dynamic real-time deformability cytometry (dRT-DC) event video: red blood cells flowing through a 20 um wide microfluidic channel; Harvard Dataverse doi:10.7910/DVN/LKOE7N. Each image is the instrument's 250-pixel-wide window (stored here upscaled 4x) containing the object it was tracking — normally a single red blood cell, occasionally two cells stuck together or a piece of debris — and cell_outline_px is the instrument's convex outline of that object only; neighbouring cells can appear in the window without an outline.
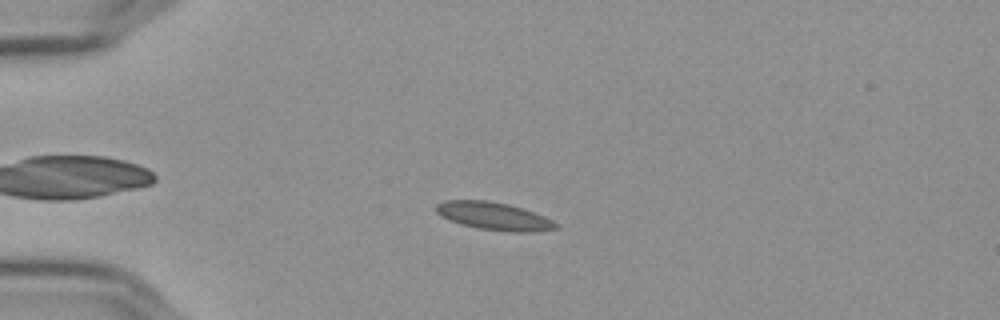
{"species": "Egyptian fruit bat (a non-hibernating species)", "species_latin": "Rousettus aegyptiacus", "temperature_condition": "cold", "stored_images_in_passage": 54, "camera_frame_rate_fps": 3000, "um_per_image_px": 0.085, "frame": {"image": 1, "passage_image": 12, "time_ms": 3.667, "image_size_px": [1000, 320], "cell_outline_px": [[560, 224], [556, 228], [532, 232], [508, 232], [476, 228], [448, 220], [440, 216], [436, 212], [436, 204], [444, 200], [484, 200], [508, 204], [544, 216]], "centroid_in_image_um": [41.95, 18.38], "position_along_channel_um": 43.1, "area_um2": 19.36}}
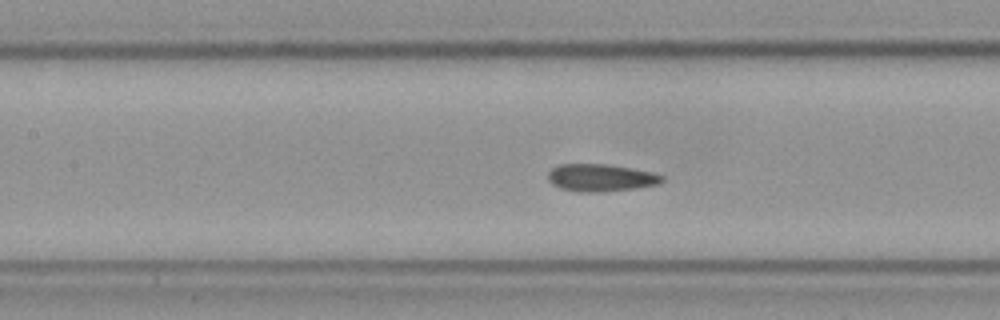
{"frame": {"image": 2, "passage_image": 24, "time_ms": 7.667, "image_size_px": [1000, 320], "cell_outline_px": [[664, 180], [660, 184], [636, 188], [604, 192], [580, 192], [560, 188], [552, 184], [548, 180], [548, 172], [552, 168], [560, 164], [608, 164], [632, 168], [652, 172], [664, 176]], "centroid_in_image_um": [51.08, 15.11], "position_along_channel_um": 156.3, "area_um2": 18.38}}
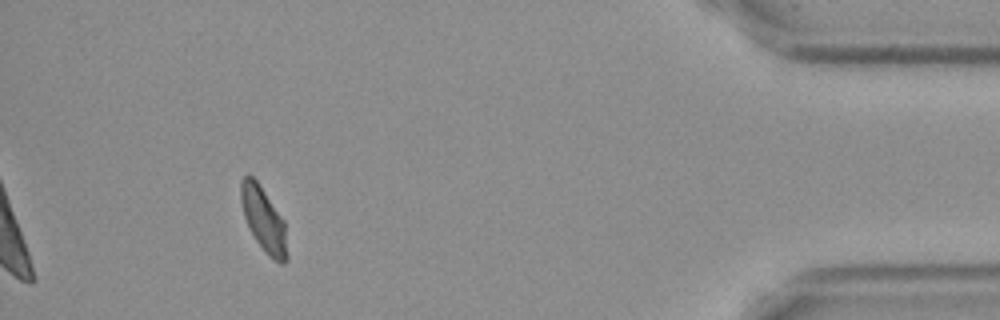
{"frame": {"image": 3, "passage_image": 50, "time_ms": 16.333, "image_size_px": [1000, 320], "cell_outline_px": [[288, 260], [284, 264], [280, 264], [268, 256], [264, 252], [256, 240], [244, 216], [240, 200], [240, 180], [248, 172], [256, 180], [284, 220], [288, 256]], "centroid_in_image_um": [22.41, 18.67], "position_along_channel_um": 412.8, "area_um2": 17.4}, "authors_computed_cell_mechanics": {"area_um2": 18.207, "velocity_mm_per_s": 3.5871, "shape_relaxation_time_tau1_ms": 4.6732, "shape_relaxation_time_tau2_ms": 2.4867, "deformation_change_tau1": 0.1135, "deformation_change_tau2": 0.0684}}